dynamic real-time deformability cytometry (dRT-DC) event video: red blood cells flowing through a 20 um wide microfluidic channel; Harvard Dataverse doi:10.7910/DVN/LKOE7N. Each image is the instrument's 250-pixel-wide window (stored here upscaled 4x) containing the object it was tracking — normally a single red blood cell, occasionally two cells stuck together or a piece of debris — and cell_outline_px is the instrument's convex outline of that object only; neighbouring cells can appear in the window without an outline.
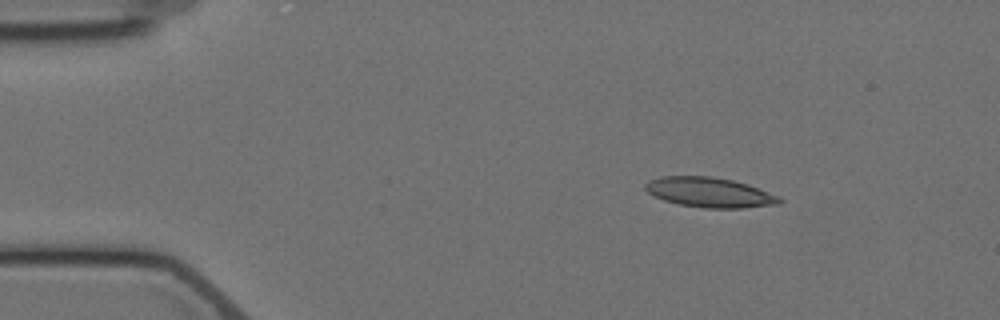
{"species": "Egyptian fruit bat (a non-hibernating species)", "species_latin": "Rousettus aegyptiacus", "temperature_condition": "cold", "stored_images_in_passage": 4, "camera_frame_rate_fps": 3000, "um_per_image_px": 0.085, "animal": {"sex": "female"}, "frame": {"image": 1, "passage_image": 2, "time_ms": 2.0, "image_size_px": [1000, 320], "cell_outline_px": [[784, 200], [780, 204], [740, 208], [704, 208], [680, 204], [664, 200], [648, 192], [644, 188], [644, 184], [648, 180], [660, 176], [712, 176], [732, 180], [748, 184], [780, 196]], "centroid_in_image_um": [60.33, 16.35], "position_along_channel_um": 24.7, "area_um2": 23.47}}